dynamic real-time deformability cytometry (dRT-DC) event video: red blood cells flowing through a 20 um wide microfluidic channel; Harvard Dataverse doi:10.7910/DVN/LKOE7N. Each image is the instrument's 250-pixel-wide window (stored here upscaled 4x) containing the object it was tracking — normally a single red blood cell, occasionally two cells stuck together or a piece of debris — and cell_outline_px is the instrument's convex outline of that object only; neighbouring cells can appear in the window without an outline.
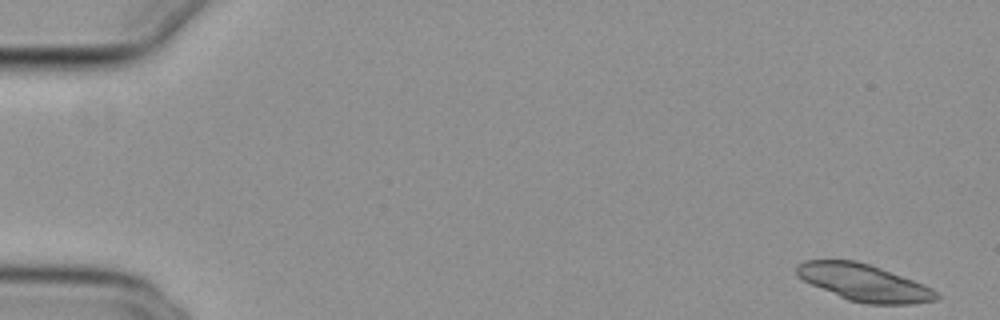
{"species": "common noctule bat (a hibernating species)", "species_latin": "Nyctalus noctula", "temperature_condition": "cold", "stored_images_in_passage": 12, "camera_frame_rate_fps": 3000, "um_per_image_px": 0.085, "animal": {"sex": "female", "body_mass_g": 29.2, "forearm_length_mm": 56.3}, "frame": {"image": 1, "passage_image": 1, "time_ms": 0.0, "image_size_px": [1000, 320], "cell_outline_px": [[940, 296], [936, 300], [912, 304], [868, 304], [848, 300], [812, 284], [796, 276], [796, 264], [804, 260], [856, 260], [880, 268], [924, 284], [932, 288]], "centroid_in_image_um": [73.43, 24.02], "position_along_channel_um": 11.6, "area_um2": 29.82}}